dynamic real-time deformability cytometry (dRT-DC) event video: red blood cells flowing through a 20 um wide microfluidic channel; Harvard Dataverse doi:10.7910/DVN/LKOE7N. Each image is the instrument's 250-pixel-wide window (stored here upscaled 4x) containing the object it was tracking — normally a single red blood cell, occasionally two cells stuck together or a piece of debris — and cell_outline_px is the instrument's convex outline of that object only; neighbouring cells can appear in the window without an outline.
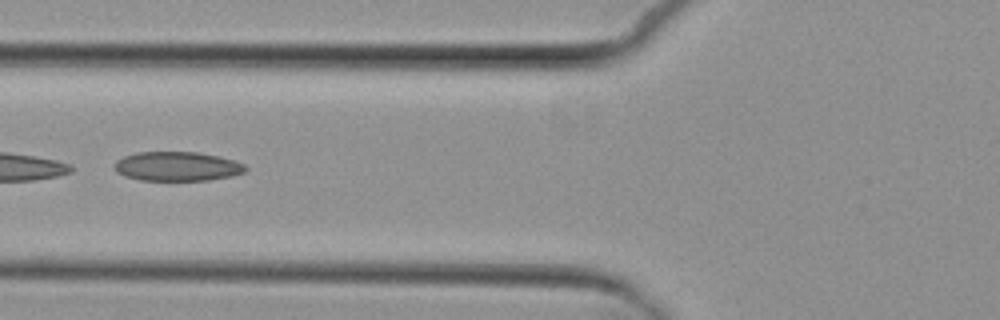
{"species": "common noctule bat (a hibernating species)", "species_latin": "Nyctalus noctula", "temperature_condition": "cold", "stored_images_in_passage": 9, "segment_of_instrument_passage": [2, 2], "camera_frame_rate_fps": 3000, "um_per_image_px": 0.085, "animal": {"sex": "female", "body_mass_g": 29.2, "forearm_length_mm": 56.3}, "frame": {"image": 1, "passage_image": 6, "time_ms": 6.667, "image_size_px": [1000, 320], "cell_outline_px": [[248, 168], [244, 172], [232, 176], [208, 180], [140, 180], [124, 176], [116, 172], [112, 168], [116, 160], [124, 156], [136, 152], [200, 152], [220, 156], [244, 164]], "centroid_in_image_um": [15.03, 14.13], "position_along_channel_um": 110.8, "area_um2": 22.54}}
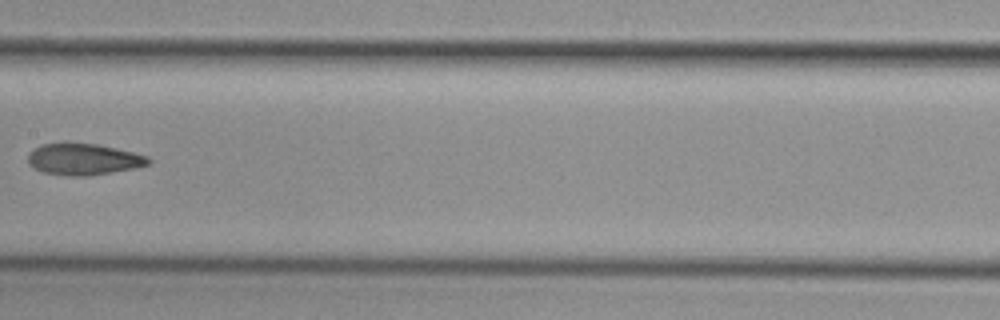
{"frame": {"image": 2, "passage_image": 8, "time_ms": 9.0, "image_size_px": [1000, 320], "cell_outline_px": [[152, 160], [148, 164], [136, 168], [88, 176], [64, 176], [44, 172], [28, 164], [28, 156], [36, 148], [44, 144], [64, 140], [96, 144], [116, 148], [148, 156]], "centroid_in_image_um": [7.1, 13.51], "position_along_channel_um": 200.3, "area_um2": 22.43}}
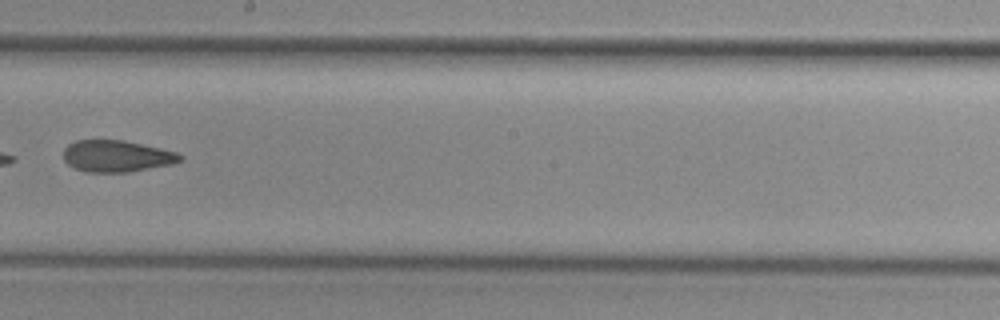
{"frame": {"image": 3, "passage_image": 9, "time_ms": 10.0, "image_size_px": [1000, 320], "cell_outline_px": [[184, 160], [172, 164], [128, 172], [84, 172], [72, 168], [64, 160], [64, 148], [68, 144], [76, 140], [124, 140], [160, 148], [176, 152], [184, 156]], "centroid_in_image_um": [9.91, 13.27], "position_along_channel_um": 238.3, "area_um2": 21.68}}